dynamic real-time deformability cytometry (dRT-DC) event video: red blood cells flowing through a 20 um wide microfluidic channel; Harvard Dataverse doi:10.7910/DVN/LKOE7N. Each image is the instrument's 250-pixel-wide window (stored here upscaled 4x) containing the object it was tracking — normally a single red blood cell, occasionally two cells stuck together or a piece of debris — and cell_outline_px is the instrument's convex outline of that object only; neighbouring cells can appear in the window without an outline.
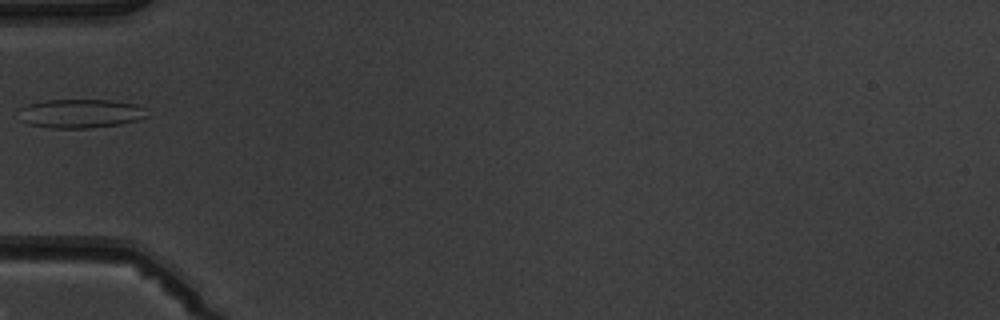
{"species": "common noctule bat (a hibernating species)", "species_latin": "Nyctalus noctula", "temperature_condition": "warm", "stored_images_in_passage": 4, "camera_frame_rate_fps": 3000, "um_per_image_px": 0.085, "animal": {"sex": "male", "body_mass_g": 19.5, "forearm_length_mm": 54.6}, "frame": {"image": 1, "passage_image": 4, "time_ms": 4.333, "image_size_px": [1000, 320], "cell_outline_px": [[148, 116], [136, 120], [120, 124], [88, 128], [48, 128], [28, 124], [20, 120], [20, 108], [28, 104], [44, 100], [108, 100], [136, 104], [144, 108]], "centroid_in_image_um": [6.81, 9.65], "position_along_channel_um": 78.2, "area_um2": 21.56}}